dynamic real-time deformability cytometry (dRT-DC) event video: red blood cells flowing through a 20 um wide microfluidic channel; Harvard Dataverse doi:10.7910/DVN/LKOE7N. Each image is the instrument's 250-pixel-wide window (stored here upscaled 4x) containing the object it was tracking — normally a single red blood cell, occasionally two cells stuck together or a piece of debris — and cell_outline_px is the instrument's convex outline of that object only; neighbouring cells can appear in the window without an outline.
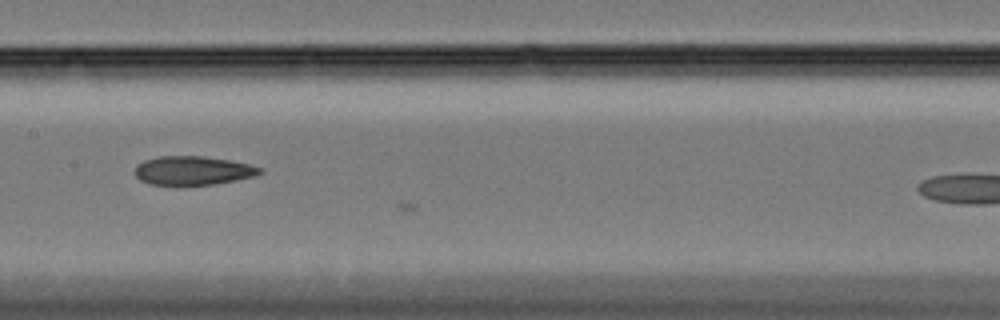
{"species": "Egyptian fruit bat (a non-hibernating species)", "species_latin": "Rousettus aegyptiacus", "temperature_condition": "cold", "stored_images_in_passage": 12, "camera_frame_rate_fps": 3000, "um_per_image_px": 0.085, "animal": {"sex": "female"}, "frame": {"image": 1, "passage_image": 8, "time_ms": 2.333, "image_size_px": [1000, 320], "cell_outline_px": [[264, 172], [256, 176], [216, 184], [148, 184], [140, 180], [132, 172], [136, 164], [144, 160], [156, 156], [204, 156], [232, 160], [264, 168]], "centroid_in_image_um": [16.4, 14.48], "position_along_channel_um": 191.0, "area_um2": 21.27}}